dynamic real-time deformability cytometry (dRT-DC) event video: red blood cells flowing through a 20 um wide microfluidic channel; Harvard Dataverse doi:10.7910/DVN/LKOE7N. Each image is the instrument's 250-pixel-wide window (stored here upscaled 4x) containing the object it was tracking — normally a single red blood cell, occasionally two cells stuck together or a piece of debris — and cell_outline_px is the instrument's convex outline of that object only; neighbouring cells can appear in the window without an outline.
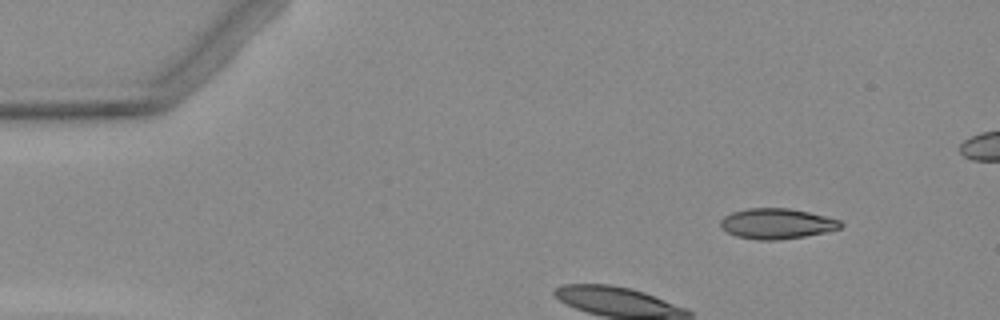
{"species": "Egyptian fruit bat (a non-hibernating species)", "species_latin": "Rousettus aegyptiacus", "temperature_condition": "warm", "stored_images_in_passage": 4, "camera_frame_rate_fps": 3000, "um_per_image_px": 0.085, "animal": {"sex": "female"}, "frame": {"image": 1, "passage_image": 1, "time_ms": 0.0, "image_size_px": [1000, 320], "cell_outline_px": [[844, 224], [840, 228], [824, 232], [804, 236], [780, 240], [756, 240], [736, 236], [728, 232], [720, 224], [720, 220], [724, 216], [732, 212], [748, 208], [788, 208], [808, 212], [840, 220]], "centroid_in_image_um": [66.02, 19.01], "position_along_channel_um": 19.0, "area_um2": 21.15}}
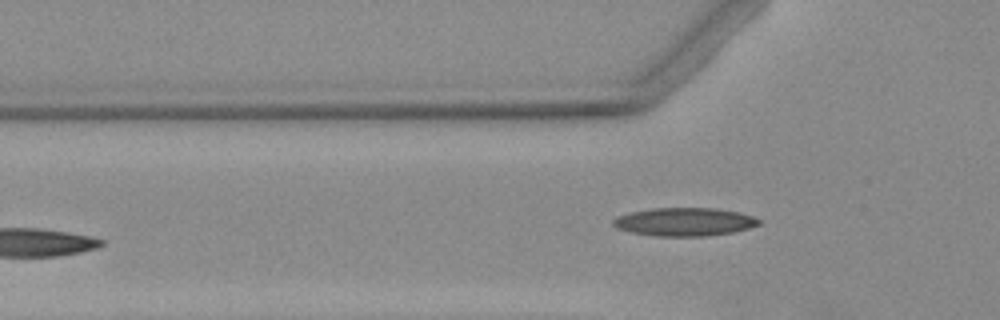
{"frame": {"image": 2, "passage_image": 4, "time_ms": 3.667, "image_size_px": [1000, 320], "cell_outline_px": [[760, 224], [748, 228], [732, 232], [704, 236], [656, 236], [632, 232], [616, 228], [612, 224], [612, 220], [616, 216], [628, 212], [652, 208], [716, 208], [740, 212], [752, 216], [760, 220]], "centroid_in_image_um": [58.14, 18.84], "position_along_channel_um": 67.7, "area_um2": 24.04}}